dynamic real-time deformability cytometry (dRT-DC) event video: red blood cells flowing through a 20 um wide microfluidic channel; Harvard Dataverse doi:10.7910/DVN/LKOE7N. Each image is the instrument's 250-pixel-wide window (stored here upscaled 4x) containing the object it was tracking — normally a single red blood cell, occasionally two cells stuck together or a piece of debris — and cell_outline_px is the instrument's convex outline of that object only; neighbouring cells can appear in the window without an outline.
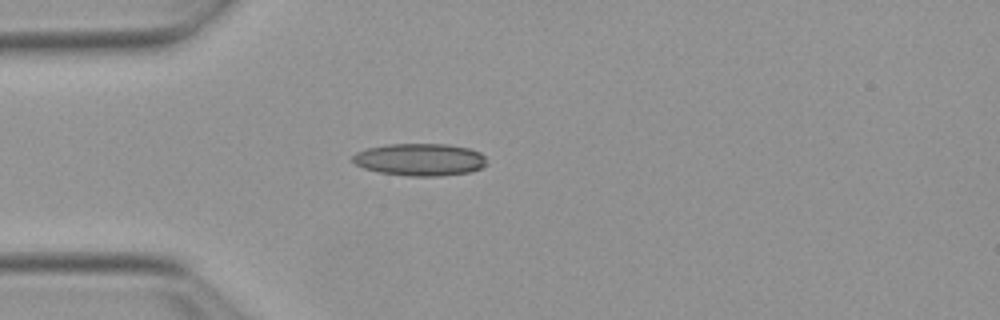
{"species": "Egyptian fruit bat (a non-hibernating species)", "species_latin": "Rousettus aegyptiacus", "temperature_condition": "warm", "stored_images_in_passage": 39, "camera_frame_rate_fps": 3000, "um_per_image_px": 0.085, "animal": {"sex": "female"}, "frame": {"image": 1, "passage_image": 1, "time_ms": 0.0, "image_size_px": [1000, 320], "cell_outline_px": [[488, 164], [472, 172], [440, 176], [408, 176], [380, 172], [364, 168], [356, 164], [352, 160], [352, 156], [356, 152], [368, 148], [388, 144], [448, 144], [468, 148], [480, 152], [484, 156]], "centroid_in_image_um": [35.72, 13.56], "position_along_channel_um": 49.3, "area_um2": 25.32}}
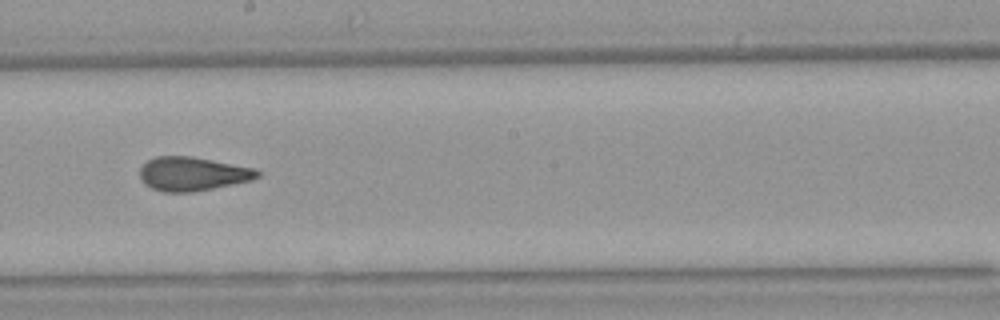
{"frame": {"image": 2, "passage_image": 16, "time_ms": 5.0, "image_size_px": [1000, 320], "cell_outline_px": [[260, 176], [252, 180], [192, 192], [164, 192], [152, 188], [144, 184], [140, 180], [140, 168], [148, 160], [156, 156], [192, 156], [256, 168], [260, 172]], "centroid_in_image_um": [16.36, 14.77], "position_along_channel_um": 231.8, "area_um2": 23.24}}
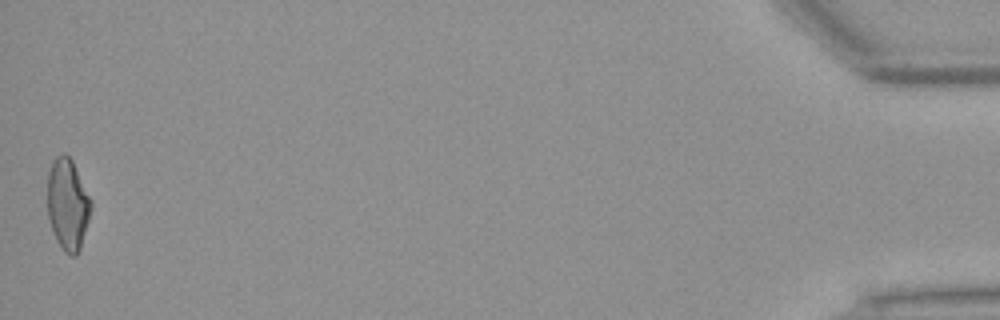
{"frame": {"image": 3, "passage_image": 39, "time_ms": 12.667, "image_size_px": [1000, 320], "cell_outline_px": [[92, 208], [80, 248], [76, 256], [72, 256], [64, 252], [56, 240], [48, 216], [48, 172], [56, 156], [64, 152], [72, 160], [92, 200]], "centroid_in_image_um": [5.77, 17.37], "position_along_channel_um": 429.4, "area_um2": 23.12}, "authors_computed_cell_mechanics": {"area_um2": 23.1778, "velocity_mm_per_s": 3.8736, "shape_relaxation_time_tau1_ms": null, "shape_relaxation_time_tau2_ms": 1.6443, "deformation_change_tau1": null, "deformation_change_tau2": 0.0953}}